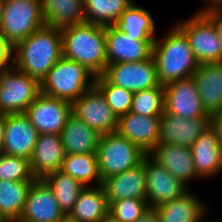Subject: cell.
I'll use <instances>...</instances> for the list:
<instances>
[{
	"label": "cell",
	"mask_w": 222,
	"mask_h": 222,
	"mask_svg": "<svg viewBox=\"0 0 222 222\" xmlns=\"http://www.w3.org/2000/svg\"><path fill=\"white\" fill-rule=\"evenodd\" d=\"M13 64L39 82L63 57L61 28L43 26L14 46Z\"/></svg>",
	"instance_id": "6da1fadb"
},
{
	"label": "cell",
	"mask_w": 222,
	"mask_h": 222,
	"mask_svg": "<svg viewBox=\"0 0 222 222\" xmlns=\"http://www.w3.org/2000/svg\"><path fill=\"white\" fill-rule=\"evenodd\" d=\"M63 57L83 65L95 77L107 66L105 27L83 22L61 28Z\"/></svg>",
	"instance_id": "7a4b0ae2"
},
{
	"label": "cell",
	"mask_w": 222,
	"mask_h": 222,
	"mask_svg": "<svg viewBox=\"0 0 222 222\" xmlns=\"http://www.w3.org/2000/svg\"><path fill=\"white\" fill-rule=\"evenodd\" d=\"M152 56L159 84L163 86L192 77L199 66L186 35L177 26L162 39L156 37Z\"/></svg>",
	"instance_id": "3957f363"
},
{
	"label": "cell",
	"mask_w": 222,
	"mask_h": 222,
	"mask_svg": "<svg viewBox=\"0 0 222 222\" xmlns=\"http://www.w3.org/2000/svg\"><path fill=\"white\" fill-rule=\"evenodd\" d=\"M94 79L83 65L62 57L41 80L40 93L73 103L94 85Z\"/></svg>",
	"instance_id": "277c9868"
},
{
	"label": "cell",
	"mask_w": 222,
	"mask_h": 222,
	"mask_svg": "<svg viewBox=\"0 0 222 222\" xmlns=\"http://www.w3.org/2000/svg\"><path fill=\"white\" fill-rule=\"evenodd\" d=\"M96 154L101 181L137 167L147 155L117 132L101 135Z\"/></svg>",
	"instance_id": "5b68a950"
},
{
	"label": "cell",
	"mask_w": 222,
	"mask_h": 222,
	"mask_svg": "<svg viewBox=\"0 0 222 222\" xmlns=\"http://www.w3.org/2000/svg\"><path fill=\"white\" fill-rule=\"evenodd\" d=\"M45 26L40 0H5L0 33L14 47Z\"/></svg>",
	"instance_id": "8992f818"
},
{
	"label": "cell",
	"mask_w": 222,
	"mask_h": 222,
	"mask_svg": "<svg viewBox=\"0 0 222 222\" xmlns=\"http://www.w3.org/2000/svg\"><path fill=\"white\" fill-rule=\"evenodd\" d=\"M40 94V82L10 65L0 73V114L24 113Z\"/></svg>",
	"instance_id": "52a82bcc"
},
{
	"label": "cell",
	"mask_w": 222,
	"mask_h": 222,
	"mask_svg": "<svg viewBox=\"0 0 222 222\" xmlns=\"http://www.w3.org/2000/svg\"><path fill=\"white\" fill-rule=\"evenodd\" d=\"M199 64L222 63V42L214 23L197 12L180 25Z\"/></svg>",
	"instance_id": "ba28073f"
},
{
	"label": "cell",
	"mask_w": 222,
	"mask_h": 222,
	"mask_svg": "<svg viewBox=\"0 0 222 222\" xmlns=\"http://www.w3.org/2000/svg\"><path fill=\"white\" fill-rule=\"evenodd\" d=\"M102 76L110 84L132 92L160 85L153 56L140 62H119L107 65Z\"/></svg>",
	"instance_id": "9c48e42d"
},
{
	"label": "cell",
	"mask_w": 222,
	"mask_h": 222,
	"mask_svg": "<svg viewBox=\"0 0 222 222\" xmlns=\"http://www.w3.org/2000/svg\"><path fill=\"white\" fill-rule=\"evenodd\" d=\"M72 113L101 135L117 131L118 118L95 85L72 103Z\"/></svg>",
	"instance_id": "30bf717a"
},
{
	"label": "cell",
	"mask_w": 222,
	"mask_h": 222,
	"mask_svg": "<svg viewBox=\"0 0 222 222\" xmlns=\"http://www.w3.org/2000/svg\"><path fill=\"white\" fill-rule=\"evenodd\" d=\"M72 113V103L40 93L24 114L39 134L60 135Z\"/></svg>",
	"instance_id": "8fae6325"
},
{
	"label": "cell",
	"mask_w": 222,
	"mask_h": 222,
	"mask_svg": "<svg viewBox=\"0 0 222 222\" xmlns=\"http://www.w3.org/2000/svg\"><path fill=\"white\" fill-rule=\"evenodd\" d=\"M164 112L184 119L210 117L204 109L193 77L164 86Z\"/></svg>",
	"instance_id": "7c38bea8"
},
{
	"label": "cell",
	"mask_w": 222,
	"mask_h": 222,
	"mask_svg": "<svg viewBox=\"0 0 222 222\" xmlns=\"http://www.w3.org/2000/svg\"><path fill=\"white\" fill-rule=\"evenodd\" d=\"M146 201L150 208L170 202L186 193L187 185L176 179L167 169L145 156Z\"/></svg>",
	"instance_id": "4fadbf2b"
},
{
	"label": "cell",
	"mask_w": 222,
	"mask_h": 222,
	"mask_svg": "<svg viewBox=\"0 0 222 222\" xmlns=\"http://www.w3.org/2000/svg\"><path fill=\"white\" fill-rule=\"evenodd\" d=\"M65 216L51 188L43 179H35L17 222H60Z\"/></svg>",
	"instance_id": "5bb4252c"
},
{
	"label": "cell",
	"mask_w": 222,
	"mask_h": 222,
	"mask_svg": "<svg viewBox=\"0 0 222 222\" xmlns=\"http://www.w3.org/2000/svg\"><path fill=\"white\" fill-rule=\"evenodd\" d=\"M107 65L119 62H140L153 55L154 40L127 37L114 25L105 27Z\"/></svg>",
	"instance_id": "9a60e30c"
},
{
	"label": "cell",
	"mask_w": 222,
	"mask_h": 222,
	"mask_svg": "<svg viewBox=\"0 0 222 222\" xmlns=\"http://www.w3.org/2000/svg\"><path fill=\"white\" fill-rule=\"evenodd\" d=\"M38 135L24 113L5 114V136L0 152L30 159Z\"/></svg>",
	"instance_id": "2e32d148"
},
{
	"label": "cell",
	"mask_w": 222,
	"mask_h": 222,
	"mask_svg": "<svg viewBox=\"0 0 222 222\" xmlns=\"http://www.w3.org/2000/svg\"><path fill=\"white\" fill-rule=\"evenodd\" d=\"M209 127L210 117L184 119L164 112L160 116L159 144H172L190 148Z\"/></svg>",
	"instance_id": "e0dca14e"
},
{
	"label": "cell",
	"mask_w": 222,
	"mask_h": 222,
	"mask_svg": "<svg viewBox=\"0 0 222 222\" xmlns=\"http://www.w3.org/2000/svg\"><path fill=\"white\" fill-rule=\"evenodd\" d=\"M116 132L148 154L159 144L160 116H144L129 111L118 118Z\"/></svg>",
	"instance_id": "ac0fdd59"
},
{
	"label": "cell",
	"mask_w": 222,
	"mask_h": 222,
	"mask_svg": "<svg viewBox=\"0 0 222 222\" xmlns=\"http://www.w3.org/2000/svg\"><path fill=\"white\" fill-rule=\"evenodd\" d=\"M65 156L61 135L39 134L29 159L32 175L43 179L47 174L61 170Z\"/></svg>",
	"instance_id": "d6986e66"
},
{
	"label": "cell",
	"mask_w": 222,
	"mask_h": 222,
	"mask_svg": "<svg viewBox=\"0 0 222 222\" xmlns=\"http://www.w3.org/2000/svg\"><path fill=\"white\" fill-rule=\"evenodd\" d=\"M108 203L126 198L146 200L145 157L137 167L104 179Z\"/></svg>",
	"instance_id": "ffe728a7"
},
{
	"label": "cell",
	"mask_w": 222,
	"mask_h": 222,
	"mask_svg": "<svg viewBox=\"0 0 222 222\" xmlns=\"http://www.w3.org/2000/svg\"><path fill=\"white\" fill-rule=\"evenodd\" d=\"M158 165L167 169L184 185L192 178H200L194 168L192 153L189 147L172 144H158L147 154Z\"/></svg>",
	"instance_id": "44dd1931"
},
{
	"label": "cell",
	"mask_w": 222,
	"mask_h": 222,
	"mask_svg": "<svg viewBox=\"0 0 222 222\" xmlns=\"http://www.w3.org/2000/svg\"><path fill=\"white\" fill-rule=\"evenodd\" d=\"M192 77L206 112L222 111V63L199 64Z\"/></svg>",
	"instance_id": "7402d4cb"
},
{
	"label": "cell",
	"mask_w": 222,
	"mask_h": 222,
	"mask_svg": "<svg viewBox=\"0 0 222 222\" xmlns=\"http://www.w3.org/2000/svg\"><path fill=\"white\" fill-rule=\"evenodd\" d=\"M192 160L200 178L222 171V147L215 132L209 127L190 147Z\"/></svg>",
	"instance_id": "603a6c76"
},
{
	"label": "cell",
	"mask_w": 222,
	"mask_h": 222,
	"mask_svg": "<svg viewBox=\"0 0 222 222\" xmlns=\"http://www.w3.org/2000/svg\"><path fill=\"white\" fill-rule=\"evenodd\" d=\"M60 135L66 155L97 153L101 134L73 113L69 115Z\"/></svg>",
	"instance_id": "cb8c5ba5"
},
{
	"label": "cell",
	"mask_w": 222,
	"mask_h": 222,
	"mask_svg": "<svg viewBox=\"0 0 222 222\" xmlns=\"http://www.w3.org/2000/svg\"><path fill=\"white\" fill-rule=\"evenodd\" d=\"M109 215V203L102 186L84 187L69 217L76 222H102Z\"/></svg>",
	"instance_id": "d4e9b609"
},
{
	"label": "cell",
	"mask_w": 222,
	"mask_h": 222,
	"mask_svg": "<svg viewBox=\"0 0 222 222\" xmlns=\"http://www.w3.org/2000/svg\"><path fill=\"white\" fill-rule=\"evenodd\" d=\"M160 222H198L206 213V206L190 191L156 208Z\"/></svg>",
	"instance_id": "484cf974"
},
{
	"label": "cell",
	"mask_w": 222,
	"mask_h": 222,
	"mask_svg": "<svg viewBox=\"0 0 222 222\" xmlns=\"http://www.w3.org/2000/svg\"><path fill=\"white\" fill-rule=\"evenodd\" d=\"M45 25L63 28L85 22L84 0H40Z\"/></svg>",
	"instance_id": "4316f807"
},
{
	"label": "cell",
	"mask_w": 222,
	"mask_h": 222,
	"mask_svg": "<svg viewBox=\"0 0 222 222\" xmlns=\"http://www.w3.org/2000/svg\"><path fill=\"white\" fill-rule=\"evenodd\" d=\"M127 37L135 40H155V23L152 15L143 7L132 3L114 25Z\"/></svg>",
	"instance_id": "83f0119b"
},
{
	"label": "cell",
	"mask_w": 222,
	"mask_h": 222,
	"mask_svg": "<svg viewBox=\"0 0 222 222\" xmlns=\"http://www.w3.org/2000/svg\"><path fill=\"white\" fill-rule=\"evenodd\" d=\"M32 183L0 180V215L7 222L19 220Z\"/></svg>",
	"instance_id": "f1b7e54d"
},
{
	"label": "cell",
	"mask_w": 222,
	"mask_h": 222,
	"mask_svg": "<svg viewBox=\"0 0 222 222\" xmlns=\"http://www.w3.org/2000/svg\"><path fill=\"white\" fill-rule=\"evenodd\" d=\"M132 0H84L85 22L113 26Z\"/></svg>",
	"instance_id": "f546056e"
},
{
	"label": "cell",
	"mask_w": 222,
	"mask_h": 222,
	"mask_svg": "<svg viewBox=\"0 0 222 222\" xmlns=\"http://www.w3.org/2000/svg\"><path fill=\"white\" fill-rule=\"evenodd\" d=\"M43 180L53 191L61 210L68 216L84 186L61 170L47 174Z\"/></svg>",
	"instance_id": "4dcf8cb0"
},
{
	"label": "cell",
	"mask_w": 222,
	"mask_h": 222,
	"mask_svg": "<svg viewBox=\"0 0 222 222\" xmlns=\"http://www.w3.org/2000/svg\"><path fill=\"white\" fill-rule=\"evenodd\" d=\"M61 171L79 181L84 187L94 180L101 186L97 154H69L63 160Z\"/></svg>",
	"instance_id": "1f68e13d"
},
{
	"label": "cell",
	"mask_w": 222,
	"mask_h": 222,
	"mask_svg": "<svg viewBox=\"0 0 222 222\" xmlns=\"http://www.w3.org/2000/svg\"><path fill=\"white\" fill-rule=\"evenodd\" d=\"M94 85L104 95L108 106L117 118L131 110L134 92L110 84L102 75L95 77Z\"/></svg>",
	"instance_id": "d6a6232c"
},
{
	"label": "cell",
	"mask_w": 222,
	"mask_h": 222,
	"mask_svg": "<svg viewBox=\"0 0 222 222\" xmlns=\"http://www.w3.org/2000/svg\"><path fill=\"white\" fill-rule=\"evenodd\" d=\"M163 85L134 92L131 112L144 116H161L164 113Z\"/></svg>",
	"instance_id": "836d02e7"
},
{
	"label": "cell",
	"mask_w": 222,
	"mask_h": 222,
	"mask_svg": "<svg viewBox=\"0 0 222 222\" xmlns=\"http://www.w3.org/2000/svg\"><path fill=\"white\" fill-rule=\"evenodd\" d=\"M29 159L14 155H5L0 152V180L33 182Z\"/></svg>",
	"instance_id": "e575fe53"
},
{
	"label": "cell",
	"mask_w": 222,
	"mask_h": 222,
	"mask_svg": "<svg viewBox=\"0 0 222 222\" xmlns=\"http://www.w3.org/2000/svg\"><path fill=\"white\" fill-rule=\"evenodd\" d=\"M148 208L146 200L126 198L109 203V216L119 222H135Z\"/></svg>",
	"instance_id": "d590c367"
},
{
	"label": "cell",
	"mask_w": 222,
	"mask_h": 222,
	"mask_svg": "<svg viewBox=\"0 0 222 222\" xmlns=\"http://www.w3.org/2000/svg\"><path fill=\"white\" fill-rule=\"evenodd\" d=\"M13 51H14V47L0 33V73L10 68L9 67L10 60H12V63H13V58L11 57L13 55Z\"/></svg>",
	"instance_id": "8d00e7d4"
},
{
	"label": "cell",
	"mask_w": 222,
	"mask_h": 222,
	"mask_svg": "<svg viewBox=\"0 0 222 222\" xmlns=\"http://www.w3.org/2000/svg\"><path fill=\"white\" fill-rule=\"evenodd\" d=\"M204 14L214 23L222 42V6L211 8Z\"/></svg>",
	"instance_id": "74e56055"
},
{
	"label": "cell",
	"mask_w": 222,
	"mask_h": 222,
	"mask_svg": "<svg viewBox=\"0 0 222 222\" xmlns=\"http://www.w3.org/2000/svg\"><path fill=\"white\" fill-rule=\"evenodd\" d=\"M210 128L215 132L222 147V111L210 115Z\"/></svg>",
	"instance_id": "f35d334b"
},
{
	"label": "cell",
	"mask_w": 222,
	"mask_h": 222,
	"mask_svg": "<svg viewBox=\"0 0 222 222\" xmlns=\"http://www.w3.org/2000/svg\"><path fill=\"white\" fill-rule=\"evenodd\" d=\"M135 222H160V218L155 208H148V210Z\"/></svg>",
	"instance_id": "ab89813d"
},
{
	"label": "cell",
	"mask_w": 222,
	"mask_h": 222,
	"mask_svg": "<svg viewBox=\"0 0 222 222\" xmlns=\"http://www.w3.org/2000/svg\"><path fill=\"white\" fill-rule=\"evenodd\" d=\"M5 136V114H0V150Z\"/></svg>",
	"instance_id": "60d3db41"
},
{
	"label": "cell",
	"mask_w": 222,
	"mask_h": 222,
	"mask_svg": "<svg viewBox=\"0 0 222 222\" xmlns=\"http://www.w3.org/2000/svg\"><path fill=\"white\" fill-rule=\"evenodd\" d=\"M205 1H207V6L204 7L203 10L199 11V13H204L211 8L222 6V0H205Z\"/></svg>",
	"instance_id": "b9f144b4"
},
{
	"label": "cell",
	"mask_w": 222,
	"mask_h": 222,
	"mask_svg": "<svg viewBox=\"0 0 222 222\" xmlns=\"http://www.w3.org/2000/svg\"><path fill=\"white\" fill-rule=\"evenodd\" d=\"M3 7H4V1L0 0V26H1V20L3 15Z\"/></svg>",
	"instance_id": "7bdbcfd3"
},
{
	"label": "cell",
	"mask_w": 222,
	"mask_h": 222,
	"mask_svg": "<svg viewBox=\"0 0 222 222\" xmlns=\"http://www.w3.org/2000/svg\"><path fill=\"white\" fill-rule=\"evenodd\" d=\"M102 222H119V221L113 219L111 216L108 215L103 219Z\"/></svg>",
	"instance_id": "ee69618b"
},
{
	"label": "cell",
	"mask_w": 222,
	"mask_h": 222,
	"mask_svg": "<svg viewBox=\"0 0 222 222\" xmlns=\"http://www.w3.org/2000/svg\"><path fill=\"white\" fill-rule=\"evenodd\" d=\"M60 222H76V221L71 219L69 216H65Z\"/></svg>",
	"instance_id": "f6af8a7d"
},
{
	"label": "cell",
	"mask_w": 222,
	"mask_h": 222,
	"mask_svg": "<svg viewBox=\"0 0 222 222\" xmlns=\"http://www.w3.org/2000/svg\"><path fill=\"white\" fill-rule=\"evenodd\" d=\"M0 222H7V221L0 215Z\"/></svg>",
	"instance_id": "bcb514c9"
},
{
	"label": "cell",
	"mask_w": 222,
	"mask_h": 222,
	"mask_svg": "<svg viewBox=\"0 0 222 222\" xmlns=\"http://www.w3.org/2000/svg\"><path fill=\"white\" fill-rule=\"evenodd\" d=\"M198 222H206V221H203L202 218H201ZM207 222H208V221H207Z\"/></svg>",
	"instance_id": "7dc6e473"
}]
</instances>
